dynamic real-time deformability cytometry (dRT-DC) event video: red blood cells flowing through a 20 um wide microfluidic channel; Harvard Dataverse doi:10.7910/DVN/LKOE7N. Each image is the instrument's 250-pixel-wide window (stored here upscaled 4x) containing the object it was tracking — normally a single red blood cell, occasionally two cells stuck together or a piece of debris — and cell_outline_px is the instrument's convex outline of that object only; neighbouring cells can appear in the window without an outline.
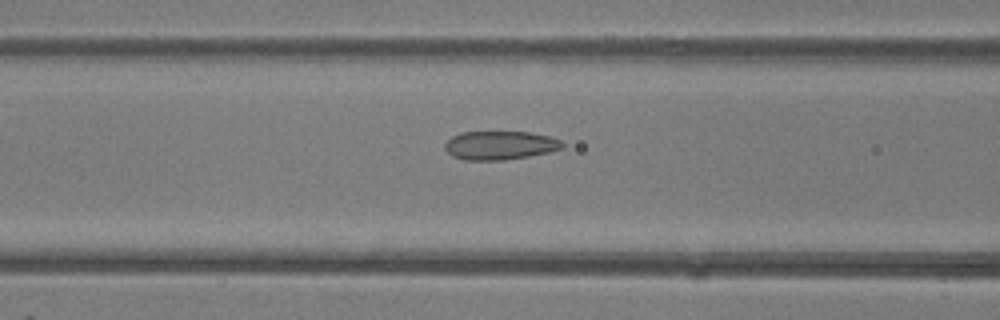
{"species": "common noctule bat (a hibernating species)", "species_latin": "Nyctalus noctula", "temperature_condition": "room temperature", "stored_images_in_passage": 40, "camera_frame_rate_fps": 3000, "um_per_image_px": 0.085, "animal": {"sex": "female"}, "frame": {"image": 1, "passage_image": 20, "time_ms": 6.333, "image_size_px": [1000, 320], "cell_outline_px": [[564, 148], [548, 152], [528, 156], [500, 160], [464, 160], [452, 156], [444, 148], [444, 144], [452, 136], [460, 132], [532, 132], [548, 136], [560, 140], [564, 144]], "centroid_in_image_um": [42.48, 12.35], "position_along_channel_um": 124.1, "area_um2": 19.59}}
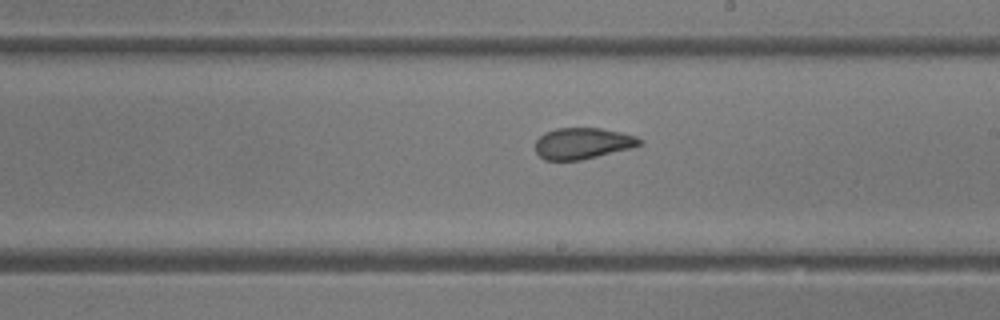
{"frame": {"image": 2, "passage_image": 28, "time_ms": 9.0, "image_size_px": [1000, 320], "cell_outline_px": [[644, 144], [632, 148], [580, 160], [544, 160], [536, 152], [536, 140], [544, 132], [556, 128], [600, 128], [620, 132], [636, 136], [644, 140]], "centroid_in_image_um": [49.55, 12.18], "position_along_channel_um": 239.4, "area_um2": 19.07}}
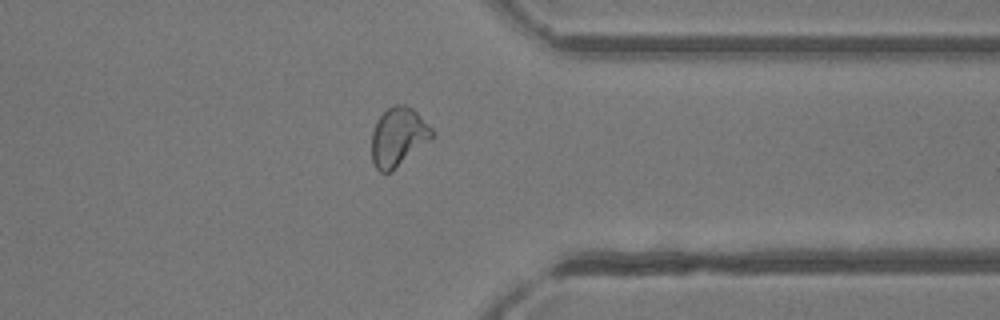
{"frame": {"image": 3, "passage_image": 38, "time_ms": 12.333, "image_size_px": [1000, 320], "cell_outline_px": [[436, 136], [392, 172], [380, 172], [376, 168], [372, 160], [372, 132], [376, 120], [392, 104], [404, 104], [412, 108], [436, 132]], "centroid_in_image_um": [33.87, 11.64], "position_along_channel_um": 377.5, "area_um2": 20.98}}